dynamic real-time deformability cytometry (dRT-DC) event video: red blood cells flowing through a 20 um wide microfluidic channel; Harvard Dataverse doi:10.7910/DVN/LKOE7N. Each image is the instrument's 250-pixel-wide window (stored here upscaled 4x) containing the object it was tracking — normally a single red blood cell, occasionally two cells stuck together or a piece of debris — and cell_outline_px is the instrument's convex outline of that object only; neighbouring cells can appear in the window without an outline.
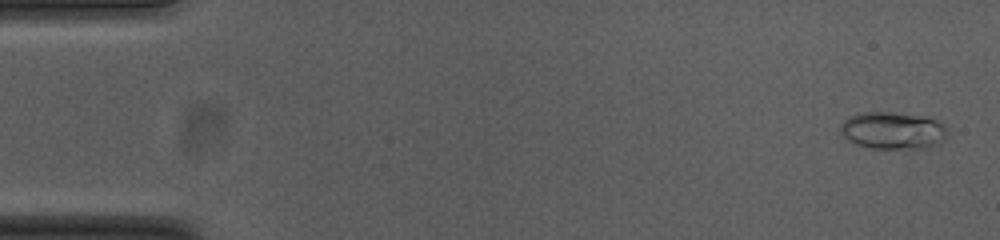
{"species": "common noctule bat (a hibernating species)", "species_latin": "Nyctalus noctula", "temperature_condition": "cold", "stored_images_in_passage": 50, "camera_frame_rate_fps": 3000, "um_per_image_px": 0.085, "animal": {"sex": "female", "body_mass_g": 23.0, "forearm_length_mm": 53.4}, "frame": {"image": 1, "passage_image": 2, "time_ms": 0.333, "image_size_px": [1000, 240], "cell_outline_px": [[948, 136], [944, 140], [936, 144], [924, 148], [872, 148], [856, 144], [848, 140], [840, 132], [840, 124], [848, 116], [860, 112], [892, 112], [928, 116], [940, 120]], "centroid_in_image_um": [75.88, 11.07], "position_along_channel_um": 9.1, "area_um2": 23.41}}
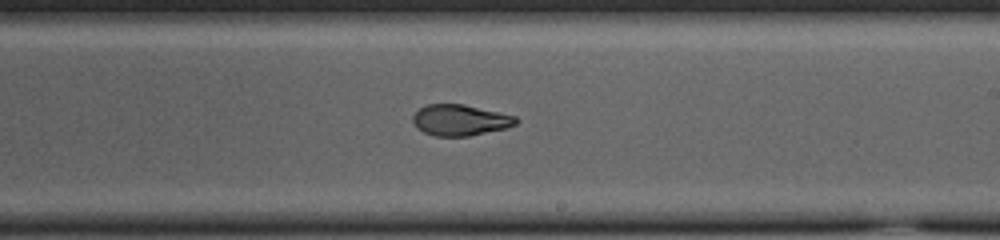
{"frame": {"image": 2, "passage_image": 32, "time_ms": 10.333, "image_size_px": [1000, 240], "cell_outline_px": [[520, 120], [516, 124], [508, 128], [468, 136], [436, 136], [424, 132], [416, 128], [412, 120], [412, 116], [420, 108], [428, 104], [464, 104], [500, 112], [516, 116]], "centroid_in_image_um": [39.14, 10.21], "position_along_channel_um": 249.9, "area_um2": 18.79}}
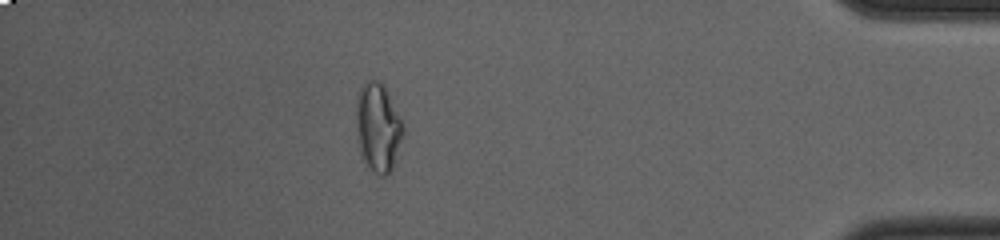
{"frame": {"image": 3, "passage_image": 48, "time_ms": 15.667, "image_size_px": [1000, 240], "cell_outline_px": [[404, 132], [392, 168], [384, 176], [380, 176], [360, 156], [356, 140], [356, 100], [360, 88], [364, 80], [380, 80], [404, 124]], "centroid_in_image_um": [32.09, 10.8], "position_along_channel_um": 403.1, "area_um2": 24.22}, "authors_computed_cell_mechanics": {"area_um2": 19.4208, "velocity_mm_per_s": 3.747, "shape_relaxation_time_tau1_ms": 5.1058, "shape_relaxation_time_tau2_ms": 2.3379, "deformation_change_tau1": 0.1674, "deformation_change_tau2": 0.0839}}